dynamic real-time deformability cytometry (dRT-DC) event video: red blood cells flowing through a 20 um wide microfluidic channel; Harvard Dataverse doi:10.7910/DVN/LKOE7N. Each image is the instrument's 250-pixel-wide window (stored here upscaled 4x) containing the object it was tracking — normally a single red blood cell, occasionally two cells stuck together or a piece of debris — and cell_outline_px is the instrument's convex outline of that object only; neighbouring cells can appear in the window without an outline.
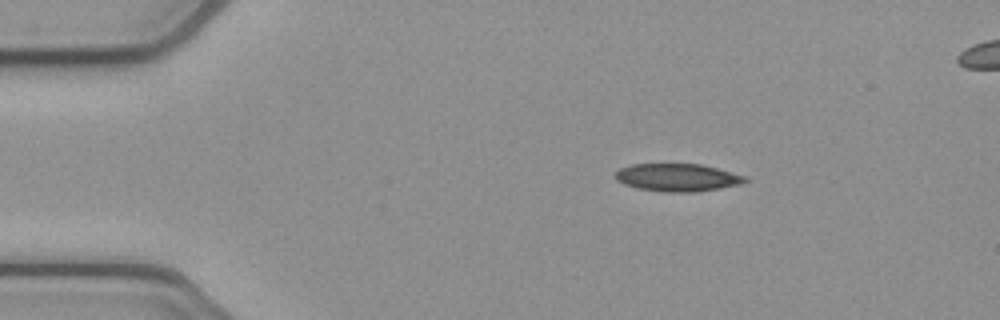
{"species": "common noctule bat (a hibernating species)", "species_latin": "Nyctalus noctula", "temperature_condition": "cold", "stored_images_in_passage": 44, "camera_frame_rate_fps": 3000, "um_per_image_px": 0.085, "animal": {"sex": "female", "body_mass_g": 21.9}, "frame": {"image": 1, "passage_image": 1, "time_ms": 0.0, "image_size_px": [1000, 320], "cell_outline_px": [[748, 180], [740, 184], [720, 188], [692, 192], [664, 192], [636, 188], [624, 184], [616, 180], [616, 172], [620, 168], [632, 164], [700, 164], [748, 176]], "centroid_in_image_um": [57.58, 15.09], "position_along_channel_um": 27.4, "area_um2": 20.92}}
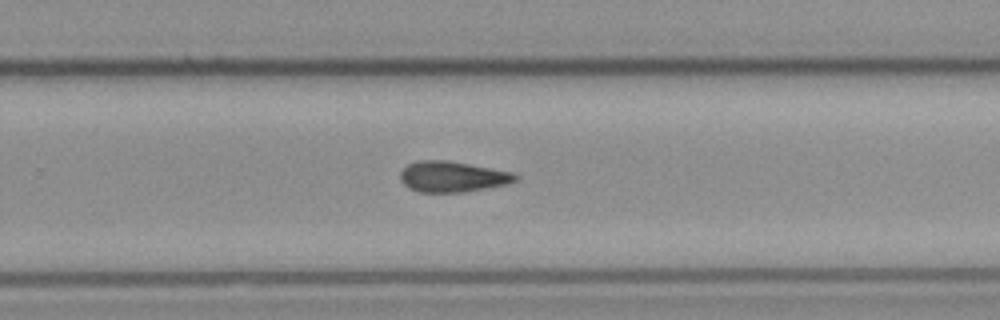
{"frame": {"image": 2, "passage_image": 26, "time_ms": 8.333, "image_size_px": [1000, 320], "cell_outline_px": [[520, 180], [508, 184], [464, 192], [420, 192], [408, 188], [400, 180], [400, 172], [408, 164], [416, 160], [448, 160], [516, 172], [520, 176]], "centroid_in_image_um": [38.51, 15.01], "position_along_channel_um": 291.3, "area_um2": 21.04}}
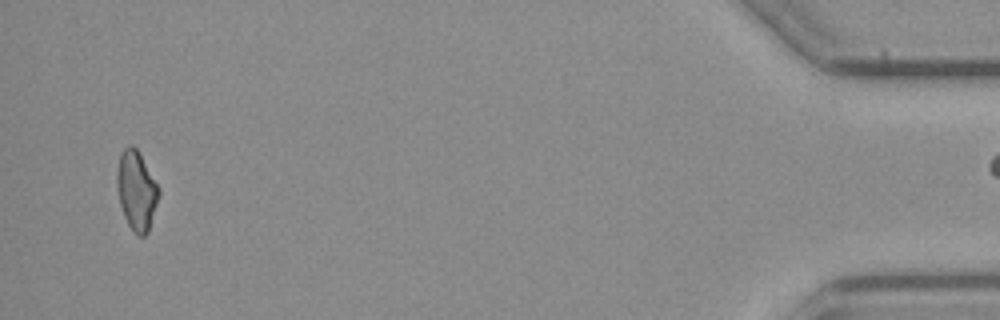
{"frame": {"image": 3, "passage_image": 43, "time_ms": 14.0, "image_size_px": [1000, 320], "cell_outline_px": [[160, 192], [148, 232], [144, 236], [136, 236], [132, 232], [124, 216], [120, 204], [116, 184], [116, 172], [120, 152], [128, 144], [132, 144], [140, 152], [160, 188]], "centroid_in_image_um": [11.59, 16.16], "position_along_channel_um": 423.6, "area_um2": 19.65}}